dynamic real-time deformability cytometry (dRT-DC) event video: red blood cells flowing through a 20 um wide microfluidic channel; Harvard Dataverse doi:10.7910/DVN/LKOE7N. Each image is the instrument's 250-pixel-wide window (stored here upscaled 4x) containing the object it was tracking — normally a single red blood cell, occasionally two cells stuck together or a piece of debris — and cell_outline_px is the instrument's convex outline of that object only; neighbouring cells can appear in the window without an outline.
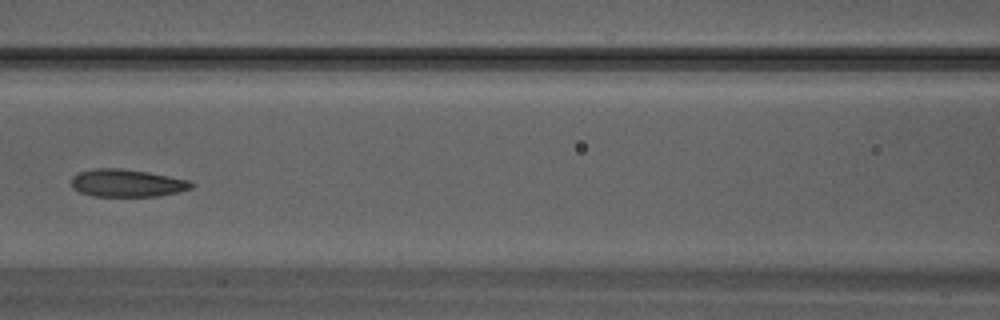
{"species": "Egyptian fruit bat (a non-hibernating species)", "species_latin": "Rousettus aegyptiacus", "temperature_condition": "warm", "stored_images_in_passage": 28, "camera_frame_rate_fps": 3000, "um_per_image_px": 0.085, "animal": {"sex": "male"}, "frame": {"image": 1, "passage_image": 11, "time_ms": 3.333, "image_size_px": [1000, 320], "cell_outline_px": [[196, 184], [192, 188], [176, 192], [156, 196], [92, 196], [80, 192], [72, 188], [72, 176], [80, 172], [96, 168], [120, 168], [148, 172], [188, 180]], "centroid_in_image_um": [10.78, 15.56], "position_along_channel_um": 155.8, "area_um2": 19.19}}
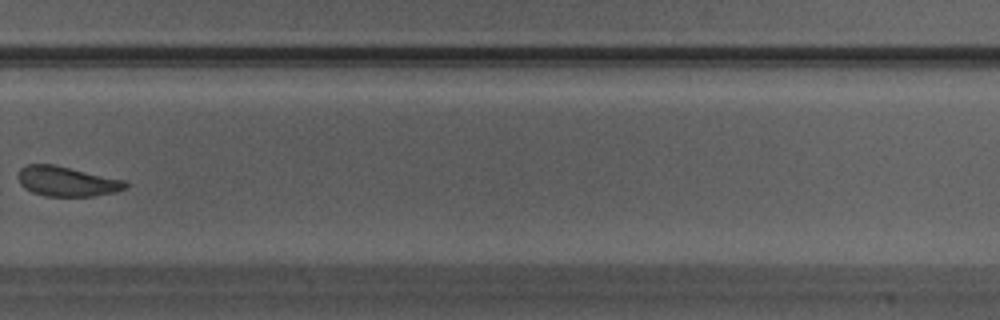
{"frame": {"image": 2, "passage_image": 19, "time_ms": 6.0, "image_size_px": [1000, 320], "cell_outline_px": [[128, 188], [116, 192], [92, 196], [44, 196], [32, 192], [24, 188], [20, 184], [16, 176], [20, 168], [28, 164], [56, 164], [124, 180], [128, 184]], "centroid_in_image_um": [5.66, 15.41], "position_along_channel_um": 324.1, "area_um2": 18.96}}
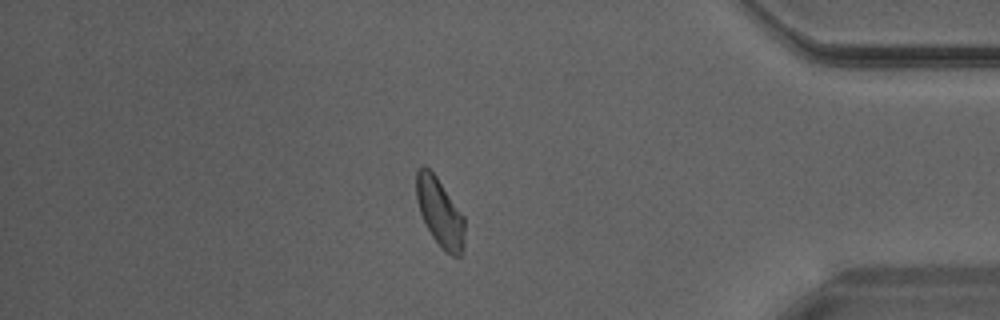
{"frame": {"image": 3, "passage_image": 24, "time_ms": 7.667, "image_size_px": [1000, 320], "cell_outline_px": [[464, 248], [460, 256], [452, 256], [440, 248], [432, 236], [420, 212], [416, 200], [416, 172], [424, 164], [436, 176], [464, 216]], "centroid_in_image_um": [37.39, 18.07], "position_along_channel_um": 397.8, "area_um2": 19.19}}